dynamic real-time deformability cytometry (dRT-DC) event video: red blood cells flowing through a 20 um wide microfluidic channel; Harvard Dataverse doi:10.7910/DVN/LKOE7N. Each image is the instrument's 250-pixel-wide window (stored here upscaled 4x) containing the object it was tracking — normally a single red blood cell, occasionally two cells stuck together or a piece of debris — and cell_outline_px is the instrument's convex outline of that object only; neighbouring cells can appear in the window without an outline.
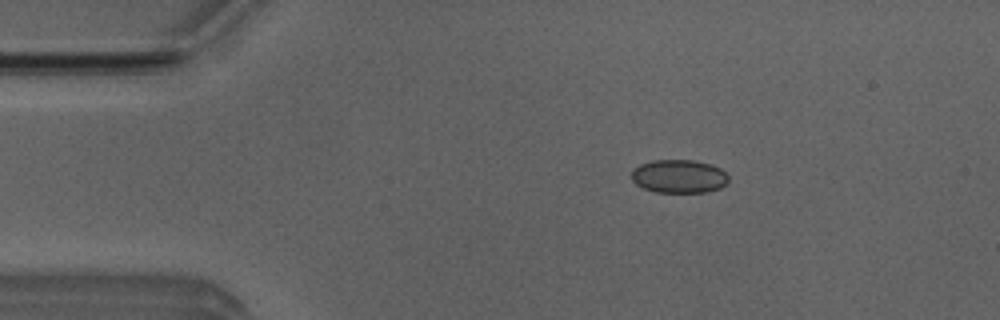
{"species": "Egyptian fruit bat (a non-hibernating species)", "species_latin": "Rousettus aegyptiacus", "temperature_condition": "room temperature", "stored_images_in_passage": 51, "camera_frame_rate_fps": 3000, "um_per_image_px": 0.085, "animal": {"sex": "male"}, "frame": {"image": 1, "passage_image": 9, "time_ms": 2.667, "image_size_px": [1000, 320], "cell_outline_px": [[728, 180], [720, 188], [704, 192], [656, 192], [644, 188], [636, 184], [632, 180], [632, 168], [640, 164], [652, 160], [692, 160], [708, 164], [720, 168], [728, 176]], "centroid_in_image_um": [57.67, 14.98], "position_along_channel_um": 27.3, "area_um2": 18.73}}
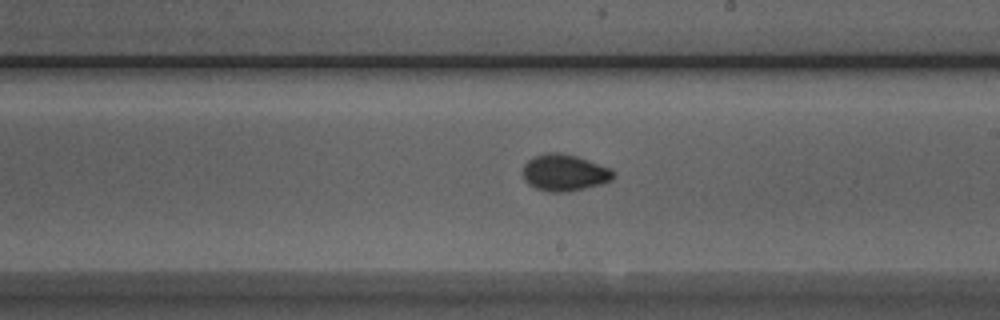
{"frame": {"image": 2, "passage_image": 29, "time_ms": 9.333, "image_size_px": [1000, 320], "cell_outline_px": [[612, 180], [600, 184], [568, 192], [548, 192], [536, 188], [528, 184], [524, 180], [524, 164], [528, 160], [536, 156], [548, 152], [560, 152], [576, 156], [608, 168], [612, 172]], "centroid_in_image_um": [47.93, 14.68], "position_along_channel_um": 241.1, "area_um2": 18.96}}
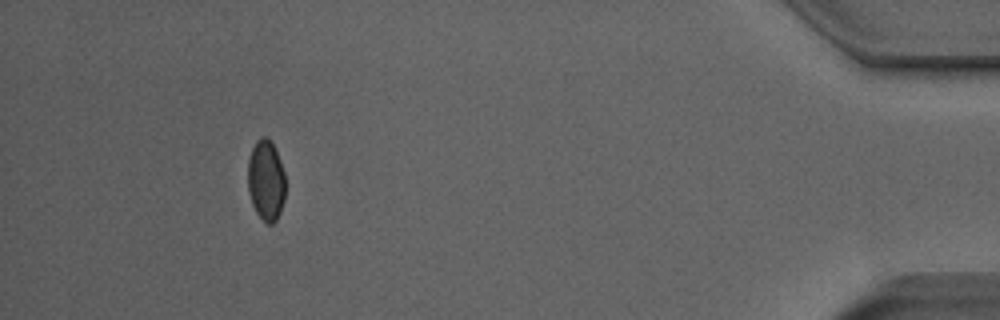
{"frame": {"image": 3, "passage_image": 47, "time_ms": 15.333, "image_size_px": [1000, 320], "cell_outline_px": [[284, 200], [280, 212], [276, 220], [272, 224], [268, 224], [256, 212], [252, 204], [248, 192], [248, 160], [252, 148], [256, 140], [260, 136], [264, 136], [272, 144], [280, 160], [284, 172]], "centroid_in_image_um": [22.59, 15.33], "position_along_channel_um": 412.6, "area_um2": 17.51}, "authors_computed_cell_mechanics": {"area_um2": 18.6694, "velocity_mm_per_s": 4.0066, "shape_relaxation_time_tau1_ms": 7.2092, "shape_relaxation_time_tau2_ms": 2.5908, "deformation_change_tau1": 0.0958, "deformation_change_tau2": 0.0377}}